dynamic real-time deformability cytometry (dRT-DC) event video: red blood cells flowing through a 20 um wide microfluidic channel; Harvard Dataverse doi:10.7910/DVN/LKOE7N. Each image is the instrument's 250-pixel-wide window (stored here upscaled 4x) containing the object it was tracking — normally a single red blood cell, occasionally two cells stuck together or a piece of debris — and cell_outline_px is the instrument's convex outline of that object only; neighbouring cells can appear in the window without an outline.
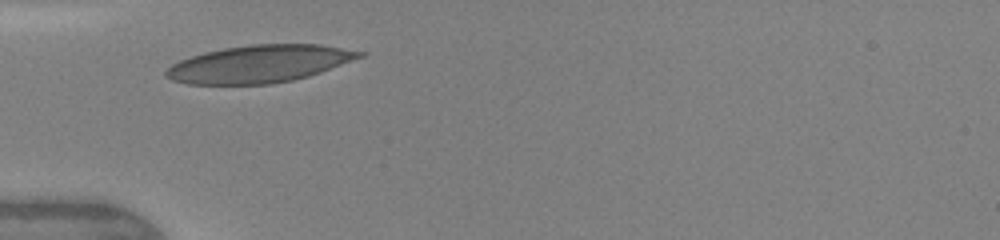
{"species": "human", "species_latin": "Homo sapiens", "temperature_condition": "warm", "stored_images_in_passage": 2, "camera_frame_rate_fps": 3000, "um_per_image_px": 0.085, "donor": {"sex": "female"}, "frame": {"image": 1, "passage_image": 1, "time_ms": 0.0, "image_size_px": [1000, 240], "cell_outline_px": [[368, 52], [364, 56], [320, 72], [308, 76], [292, 80], [272, 84], [188, 84], [172, 80], [164, 76], [164, 72], [172, 64], [180, 60], [204, 52], [224, 48], [252, 44], [320, 44]], "centroid_in_image_um": [22.05, 5.42], "position_along_channel_um": 63.0, "area_um2": 42.14}}